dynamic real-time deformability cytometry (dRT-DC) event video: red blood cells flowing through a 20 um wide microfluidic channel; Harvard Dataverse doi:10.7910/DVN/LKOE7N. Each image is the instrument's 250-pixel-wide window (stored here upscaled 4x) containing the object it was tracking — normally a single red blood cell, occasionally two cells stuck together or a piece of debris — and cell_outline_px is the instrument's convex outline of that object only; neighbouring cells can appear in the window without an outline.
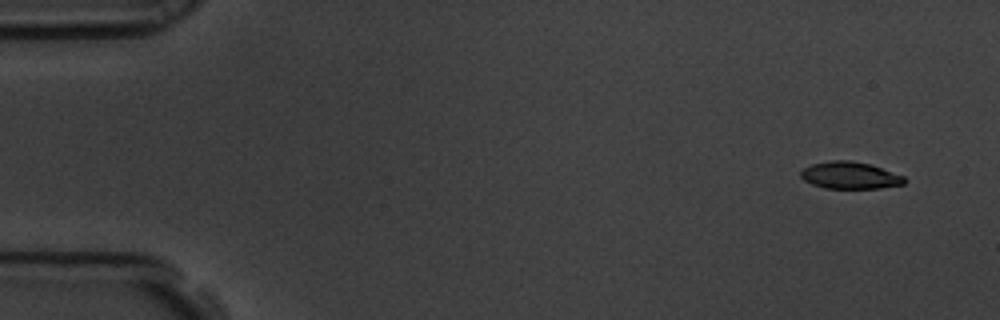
{"species": "common noctule bat (a hibernating species)", "species_latin": "Nyctalus noctula", "temperature_condition": "room temperature", "stored_images_in_passage": 5, "camera_frame_rate_fps": 3000, "um_per_image_px": 0.085, "animal": {"sex": "male", "body_mass_g": 19.5, "forearm_length_mm": 54.6}, "frame": {"image": 1, "passage_image": 1, "time_ms": 0.0, "image_size_px": [1000, 320], "cell_outline_px": [[908, 180], [904, 184], [880, 188], [824, 188], [812, 184], [804, 180], [800, 176], [800, 172], [804, 168], [812, 164], [832, 160], [852, 160], [872, 164], [904, 176]], "centroid_in_image_um": [72.28, 14.9], "position_along_channel_um": 12.7, "area_um2": 16.47}}
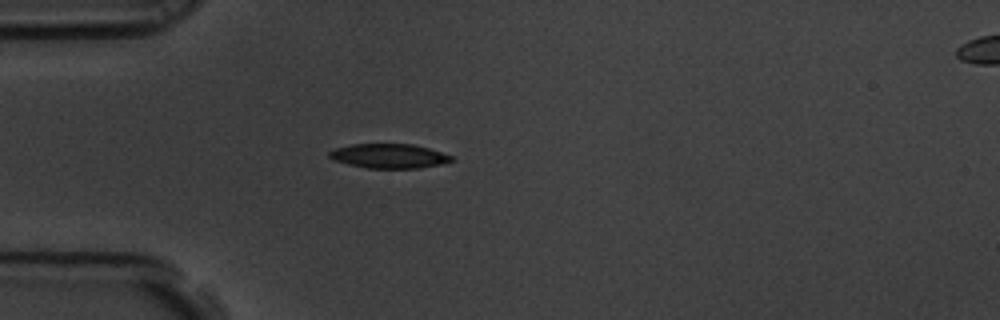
{"frame": {"image": 2, "passage_image": 4, "time_ms": 1.0, "image_size_px": [1000, 320], "cell_outline_px": [[456, 160], [440, 164], [420, 168], [368, 168], [348, 164], [332, 160], [328, 156], [328, 152], [336, 148], [352, 144], [412, 144], [428, 148], [452, 156]], "centroid_in_image_um": [33.05, 13.26], "position_along_channel_um": 51.9, "area_um2": 17.34}}